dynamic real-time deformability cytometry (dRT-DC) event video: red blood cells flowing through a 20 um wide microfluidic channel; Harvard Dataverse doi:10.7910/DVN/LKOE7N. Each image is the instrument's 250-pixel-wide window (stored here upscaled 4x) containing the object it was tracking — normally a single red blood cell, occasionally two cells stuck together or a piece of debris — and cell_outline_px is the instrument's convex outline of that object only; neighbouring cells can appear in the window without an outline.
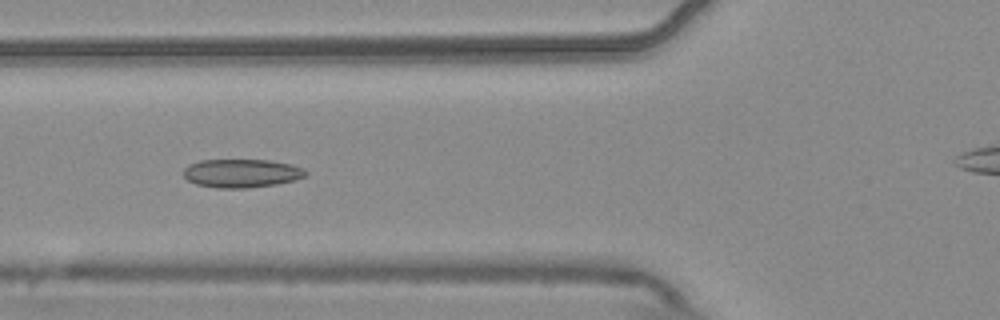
{"species": "common noctule bat (a hibernating species)", "species_latin": "Nyctalus noctula", "temperature_condition": "warm", "stored_images_in_passage": 7, "segment_of_instrument_passage": [1, 2], "camera_frame_rate_fps": 3000, "um_per_image_px": 0.085, "animal": {"sex": "male", "body_mass_g": 20.4}, "frame": {"image": 1, "passage_image": 6, "time_ms": 1.667, "image_size_px": [1000, 320], "cell_outline_px": [[308, 176], [296, 180], [276, 184], [244, 188], [216, 188], [196, 184], [188, 180], [184, 176], [184, 168], [188, 164], [200, 160], [268, 160], [292, 164], [304, 168], [308, 172]], "centroid_in_image_um": [20.57, 14.72], "position_along_channel_um": 105.2, "area_um2": 20.46}}